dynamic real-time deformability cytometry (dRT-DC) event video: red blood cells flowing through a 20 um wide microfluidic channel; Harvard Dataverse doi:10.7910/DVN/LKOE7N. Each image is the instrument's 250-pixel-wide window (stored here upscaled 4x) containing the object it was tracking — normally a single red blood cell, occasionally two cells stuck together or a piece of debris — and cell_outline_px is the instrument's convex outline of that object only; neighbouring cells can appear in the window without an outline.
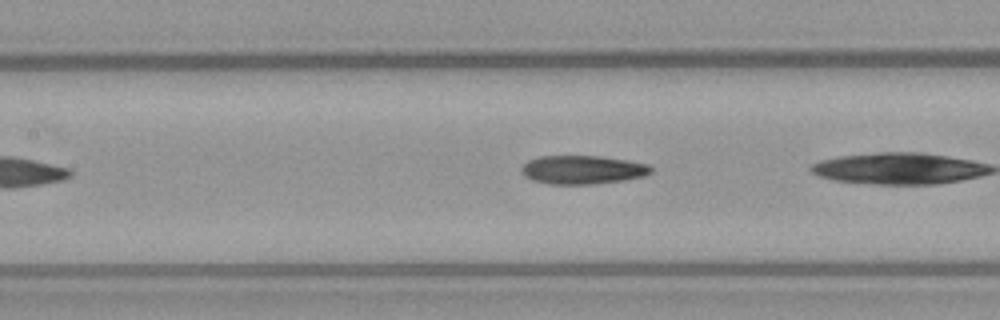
{"species": "common noctule bat (a hibernating species)", "species_latin": "Nyctalus noctula", "temperature_condition": "warm", "stored_images_in_passage": 10, "camera_frame_rate_fps": 3000, "um_per_image_px": 0.085, "animal": {"sex": "female", "body_mass_g": 21.9}, "frame": {"image": 1, "passage_image": 6, "time_ms": 1.667, "image_size_px": [1000, 320], "cell_outline_px": [[652, 172], [644, 176], [624, 180], [596, 184], [548, 184], [532, 180], [524, 176], [520, 172], [520, 168], [528, 160], [540, 156], [600, 156], [628, 160], [648, 164], [652, 168]], "centroid_in_image_um": [49.5, 14.43], "position_along_channel_um": 157.9, "area_um2": 21.79}}
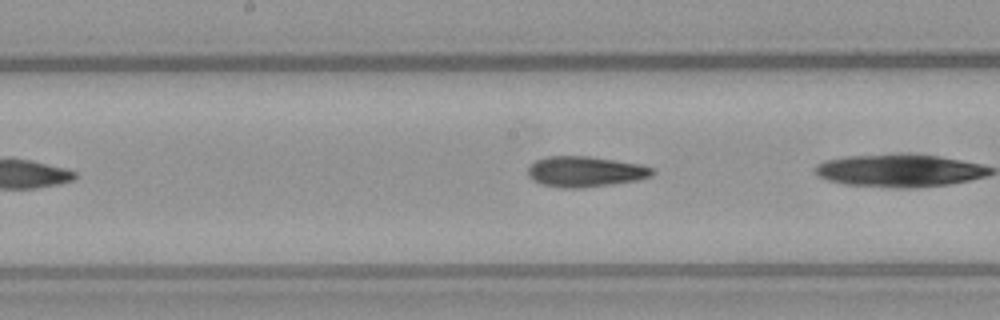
{"frame": {"image": 2, "passage_image": 9, "time_ms": 2.667, "image_size_px": [1000, 320], "cell_outline_px": [[656, 172], [652, 176], [640, 180], [612, 184], [580, 188], [564, 188], [540, 184], [532, 180], [528, 176], [528, 168], [536, 160], [548, 156], [588, 156], [640, 164], [652, 168]], "centroid_in_image_um": [49.75, 14.59], "position_along_channel_um": 198.4, "area_um2": 22.25}}